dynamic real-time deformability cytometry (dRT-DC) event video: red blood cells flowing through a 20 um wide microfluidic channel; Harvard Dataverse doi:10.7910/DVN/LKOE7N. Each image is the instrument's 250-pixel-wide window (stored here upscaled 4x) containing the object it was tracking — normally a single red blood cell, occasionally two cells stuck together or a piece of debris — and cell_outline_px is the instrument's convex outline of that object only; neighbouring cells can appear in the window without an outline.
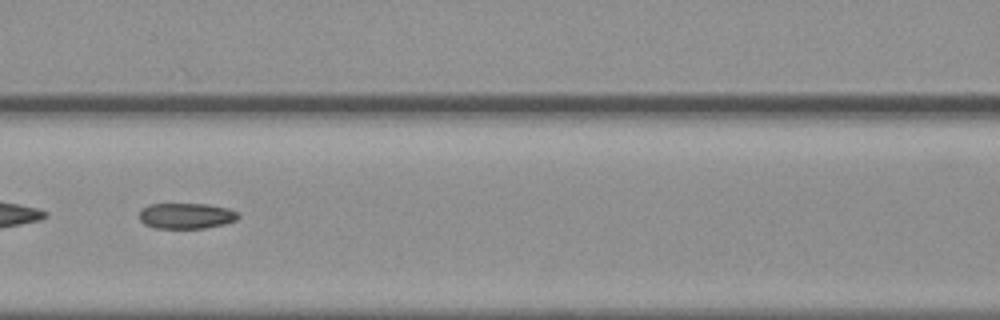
{"species": "common noctule bat (a hibernating species)", "species_latin": "Nyctalus noctula", "temperature_condition": "warm", "stored_images_in_passage": 55, "segment_of_instrument_passage": [2, 2], "camera_frame_rate_fps": 3000, "um_per_image_px": 0.085, "animal": {"sex": "female", "body_mass_g": 19.3, "forearm_length_mm": 54.1}, "frame": {"image": 1, "passage_image": 25, "time_ms": 8.0, "image_size_px": [1000, 320], "cell_outline_px": [[240, 216], [236, 220], [224, 224], [204, 228], [156, 228], [144, 224], [140, 220], [140, 208], [148, 204], [208, 204], [228, 208], [240, 212]], "centroid_in_image_um": [15.84, 18.34], "position_along_channel_um": 150.8, "area_um2": 14.97}}
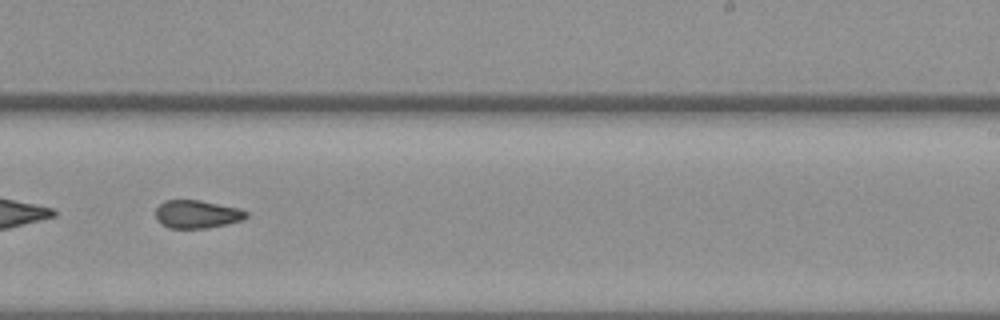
{"frame": {"image": 2, "passage_image": 35, "time_ms": 11.333, "image_size_px": [1000, 320], "cell_outline_px": [[248, 216], [244, 220], [208, 228], [168, 228], [160, 224], [156, 220], [156, 208], [164, 200], [200, 200], [240, 208], [248, 212]], "centroid_in_image_um": [16.75, 18.21], "position_along_channel_um": 272.3, "area_um2": 15.03}}